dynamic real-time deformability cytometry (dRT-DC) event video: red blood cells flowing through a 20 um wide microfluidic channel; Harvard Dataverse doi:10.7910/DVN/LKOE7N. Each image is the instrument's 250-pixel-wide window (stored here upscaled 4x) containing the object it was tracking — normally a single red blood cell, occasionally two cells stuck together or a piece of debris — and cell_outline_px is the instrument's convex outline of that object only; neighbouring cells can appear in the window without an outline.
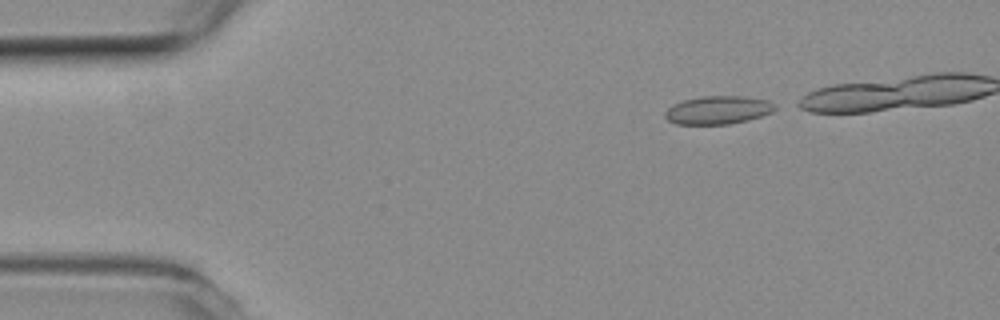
{"species": "common noctule bat (a hibernating species)", "species_latin": "Nyctalus noctula", "temperature_condition": "room temperature", "stored_images_in_passage": 8, "camera_frame_rate_fps": 3000, "um_per_image_px": 0.085, "animal": {"sex": "female", "body_mass_g": 19.3, "forearm_length_mm": 54.1}, "frame": {"image": 1, "passage_image": 1, "time_ms": 0.0, "image_size_px": [1000, 320], "cell_outline_px": [[776, 108], [772, 112], [748, 120], [728, 124], [676, 124], [668, 120], [664, 116], [664, 112], [672, 104], [684, 100], [700, 96], [740, 96], [768, 100], [776, 104]], "centroid_in_image_um": [61.01, 9.35], "position_along_channel_um": 24.0, "area_um2": 18.09}}
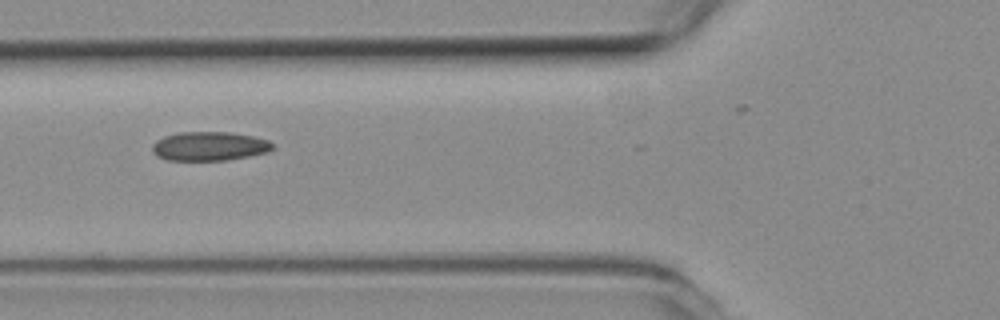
{"frame": {"image": 2, "passage_image": 6, "time_ms": 1.667, "image_size_px": [1000, 320], "cell_outline_px": [[276, 144], [268, 152], [228, 160], [168, 160], [156, 156], [152, 152], [152, 144], [156, 140], [164, 136], [180, 132], [232, 132], [252, 136], [268, 140]], "centroid_in_image_um": [17.79, 12.42], "position_along_channel_um": 108.0, "area_um2": 20.46}}
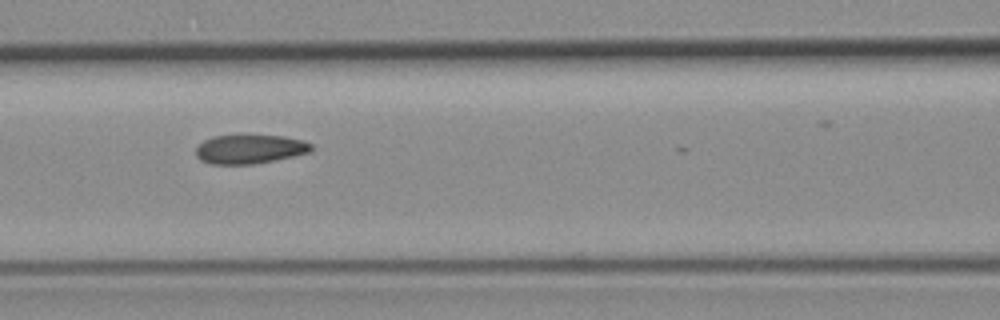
{"frame": {"image": 3, "passage_image": 7, "time_ms": 2.0, "image_size_px": [1000, 320], "cell_outline_px": [[312, 148], [308, 152], [276, 160], [252, 164], [212, 164], [200, 160], [196, 156], [196, 148], [204, 140], [212, 136], [284, 136], [304, 140], [312, 144]], "centroid_in_image_um": [21.22, 12.68], "position_along_channel_um": 145.4, "area_um2": 19.31}}